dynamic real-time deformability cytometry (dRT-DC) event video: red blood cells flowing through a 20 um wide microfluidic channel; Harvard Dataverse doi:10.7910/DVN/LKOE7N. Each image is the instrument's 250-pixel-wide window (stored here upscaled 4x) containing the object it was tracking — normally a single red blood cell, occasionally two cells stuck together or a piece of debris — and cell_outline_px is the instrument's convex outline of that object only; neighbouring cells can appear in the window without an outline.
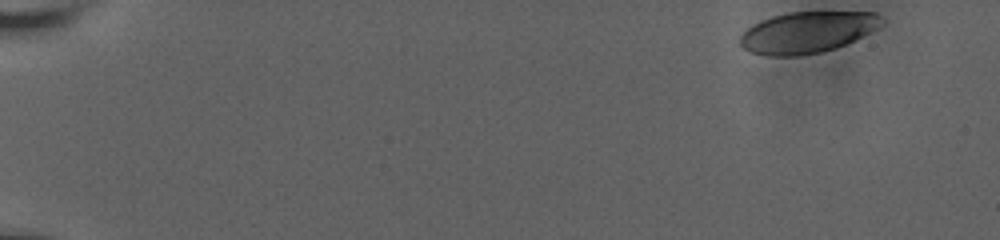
{"species": "human", "species_latin": "Homo sapiens", "temperature_condition": "room temperature", "stored_images_in_passage": 51, "camera_frame_rate_fps": 3000, "um_per_image_px": 0.085, "donor": {"sex": "male"}, "frame": {"image": 1, "passage_image": 1, "time_ms": 0.0, "image_size_px": [1000, 240], "cell_outline_px": [[884, 24], [836, 48], [820, 52], [796, 56], [768, 56], [752, 52], [744, 48], [740, 44], [740, 36], [752, 24], [760, 20], [772, 16], [788, 12], [876, 12], [884, 16]], "centroid_in_image_um": [68.61, 2.73], "position_along_channel_um": 16.4, "area_um2": 33.93}}
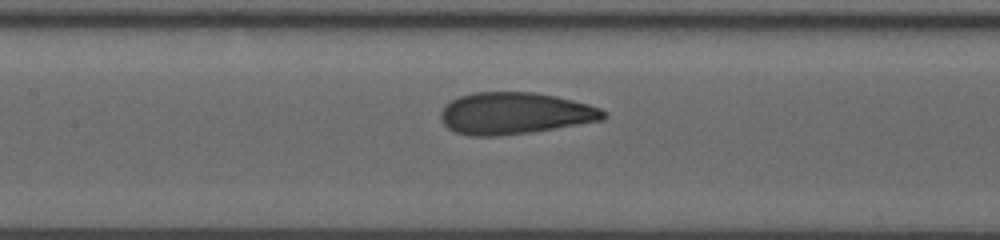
{"frame": {"image": 2, "passage_image": 27, "time_ms": 8.667, "image_size_px": [1000, 240], "cell_outline_px": [[608, 116], [604, 120], [532, 132], [500, 136], [468, 136], [456, 132], [448, 128], [440, 120], [440, 112], [444, 104], [460, 96], [472, 92], [536, 92], [556, 96], [588, 104], [600, 108], [608, 112]], "centroid_in_image_um": [43.76, 9.63], "position_along_channel_um": 163.6, "area_um2": 40.06}}
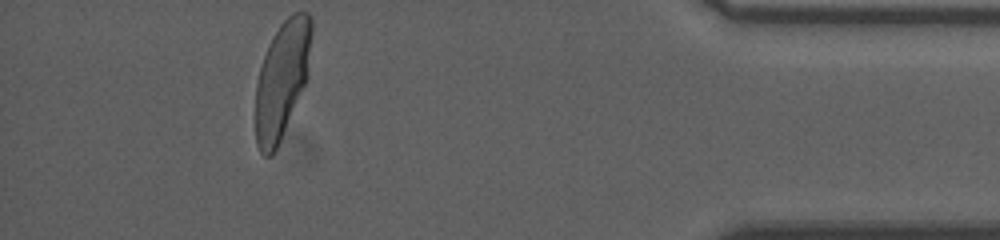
{"frame": {"image": 3, "passage_image": 51, "time_ms": 16.667, "image_size_px": [1000, 240], "cell_outline_px": [[312, 32], [308, 76], [280, 140], [272, 156], [264, 156], [260, 152], [256, 144], [256, 84], [260, 68], [268, 44], [272, 36], [280, 24], [292, 12], [308, 12], [312, 16]], "centroid_in_image_um": [23.97, 6.71], "position_along_channel_um": 411.2, "area_um2": 38.03}, "authors_computed_cell_mechanics": {"area_um2": 38.8994, "velocity_mm_per_s": 3.6519, "shape_relaxation_time_tau1_ms": 6.0491, "shape_relaxation_time_tau2_ms": null, "deformation_change_tau1": 0.1955, "deformation_change_tau2": null}}